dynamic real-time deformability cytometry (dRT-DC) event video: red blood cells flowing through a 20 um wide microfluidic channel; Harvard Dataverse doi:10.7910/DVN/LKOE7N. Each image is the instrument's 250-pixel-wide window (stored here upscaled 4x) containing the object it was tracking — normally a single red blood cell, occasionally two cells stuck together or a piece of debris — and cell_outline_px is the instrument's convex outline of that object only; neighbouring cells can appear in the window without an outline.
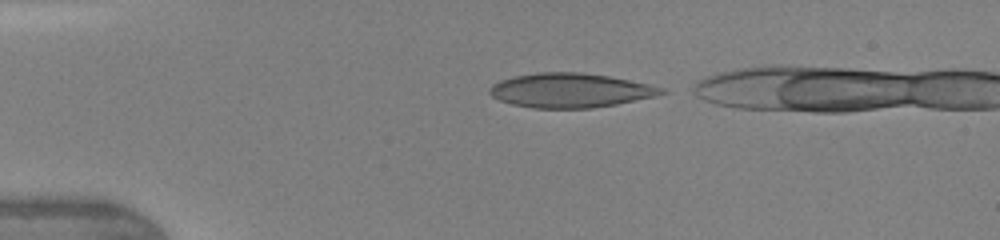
{"species": "human", "species_latin": "Homo sapiens", "temperature_condition": "warm", "stored_images_in_passage": 32, "camera_frame_rate_fps": 3000, "um_per_image_px": 0.085, "donor": {"sex": "female"}, "frame": {"image": 1, "passage_image": 1, "time_ms": 0.0, "image_size_px": [1000, 240], "cell_outline_px": [[668, 92], [656, 96], [616, 104], [592, 108], [532, 108], [512, 104], [500, 100], [492, 96], [488, 92], [488, 88], [492, 84], [500, 80], [512, 76], [536, 72], [580, 72], [608, 76], [648, 84], [664, 88]], "centroid_in_image_um": [48.44, 7.68], "position_along_channel_um": 36.6, "area_um2": 34.45}}
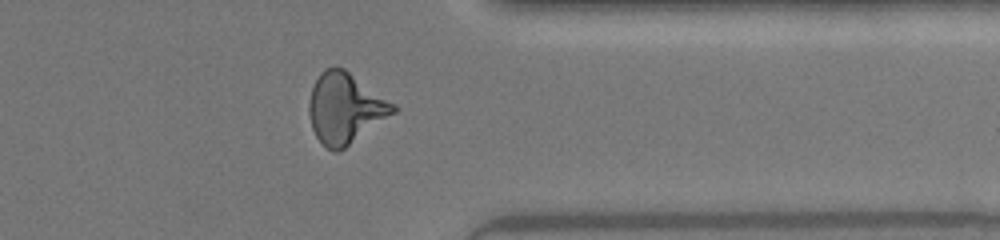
{"frame": {"image": 2, "passage_image": 28, "time_ms": 9.0, "image_size_px": [1000, 240], "cell_outline_px": [[400, 108], [396, 112], [344, 148], [336, 152], [332, 152], [316, 136], [312, 128], [308, 112], [308, 104], [312, 88], [320, 72], [324, 68], [336, 64], [344, 68], [396, 104]], "centroid_in_image_um": [29.34, 9.16], "position_along_channel_um": 382.1, "area_um2": 34.68}}